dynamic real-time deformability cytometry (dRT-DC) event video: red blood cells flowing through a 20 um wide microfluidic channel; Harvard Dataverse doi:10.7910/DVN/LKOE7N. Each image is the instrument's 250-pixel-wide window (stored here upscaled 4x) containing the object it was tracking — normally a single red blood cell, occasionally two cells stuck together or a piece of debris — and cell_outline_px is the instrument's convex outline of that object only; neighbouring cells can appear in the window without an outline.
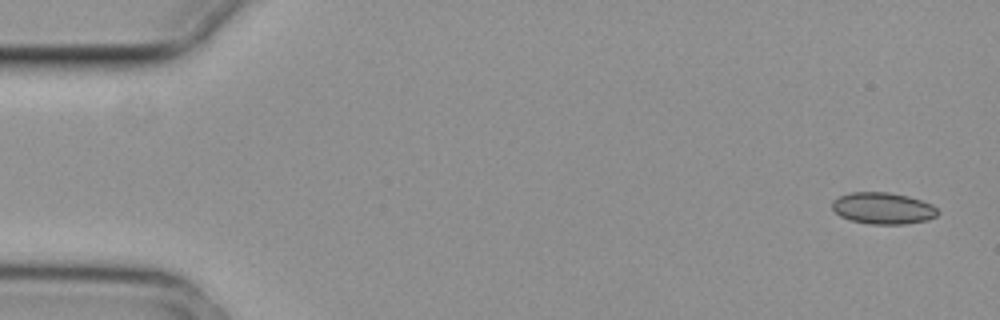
{"species": "common noctule bat (a hibernating species)", "species_latin": "Nyctalus noctula", "temperature_condition": "cold", "stored_images_in_passage": 5, "camera_frame_rate_fps": 3000, "um_per_image_px": 0.085, "animal": {"sex": "female", "body_mass_g": 29.2, "forearm_length_mm": 56.3}, "frame": {"image": 1, "passage_image": 1, "time_ms": 0.0, "image_size_px": [1000, 320], "cell_outline_px": [[940, 212], [936, 216], [928, 220], [904, 224], [868, 224], [852, 220], [840, 216], [832, 208], [832, 200], [840, 196], [852, 192], [888, 192], [908, 196], [932, 204]], "centroid_in_image_um": [75.06, 17.7], "position_along_channel_um": 9.9, "area_um2": 19.42}}
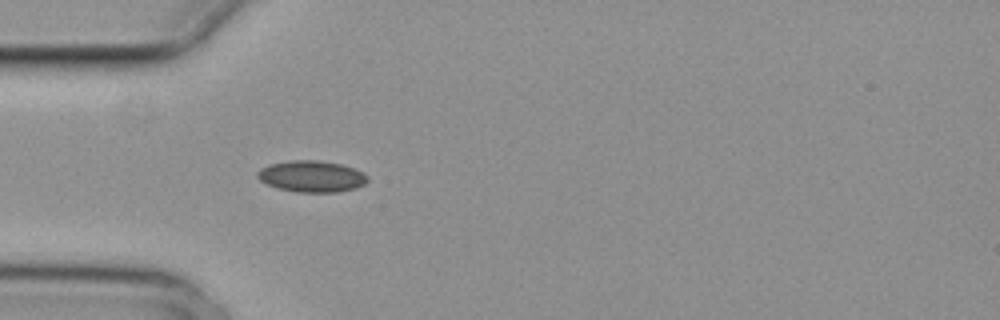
{"frame": {"image": 2, "passage_image": 5, "time_ms": 1.333, "image_size_px": [1000, 320], "cell_outline_px": [[368, 180], [364, 184], [356, 188], [340, 192], [296, 192], [276, 188], [260, 180], [256, 176], [256, 172], [260, 168], [268, 164], [288, 160], [316, 160], [340, 164], [364, 172], [368, 176]], "centroid_in_image_um": [26.47, 14.99], "position_along_channel_um": 58.5, "area_um2": 20.35}}